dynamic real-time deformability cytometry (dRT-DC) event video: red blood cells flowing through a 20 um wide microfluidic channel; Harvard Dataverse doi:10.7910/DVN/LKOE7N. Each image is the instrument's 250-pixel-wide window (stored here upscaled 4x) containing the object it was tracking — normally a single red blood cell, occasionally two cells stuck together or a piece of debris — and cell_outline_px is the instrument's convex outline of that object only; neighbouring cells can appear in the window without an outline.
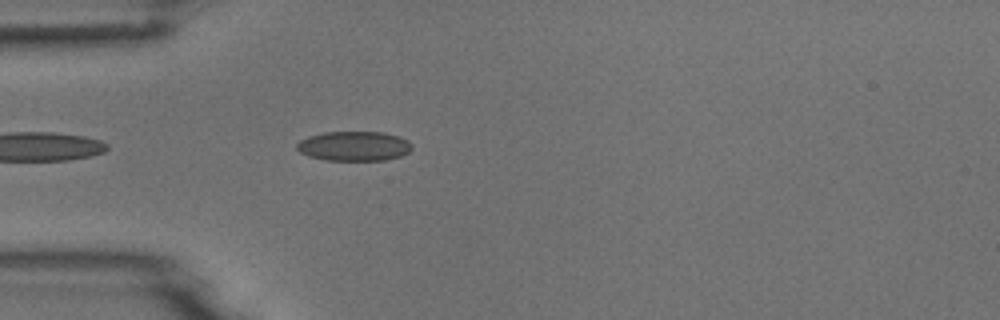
{"species": "common noctule bat (a hibernating species)", "species_latin": "Nyctalus noctula", "temperature_condition": "room temperature", "stored_images_in_passage": 2, "camera_frame_rate_fps": 3000, "um_per_image_px": 0.085, "animal": {"sex": "male", "body_mass_g": 18.8}, "frame": {"image": 1, "passage_image": 2, "time_ms": 0.333, "image_size_px": [1000, 320], "cell_outline_px": [[412, 148], [408, 152], [400, 156], [384, 160], [324, 160], [308, 156], [300, 152], [296, 148], [296, 144], [300, 140], [308, 136], [324, 132], [384, 132], [400, 136], [408, 140], [412, 144]], "centroid_in_image_um": [30.09, 12.41], "position_along_channel_um": 54.9, "area_um2": 20.0}}